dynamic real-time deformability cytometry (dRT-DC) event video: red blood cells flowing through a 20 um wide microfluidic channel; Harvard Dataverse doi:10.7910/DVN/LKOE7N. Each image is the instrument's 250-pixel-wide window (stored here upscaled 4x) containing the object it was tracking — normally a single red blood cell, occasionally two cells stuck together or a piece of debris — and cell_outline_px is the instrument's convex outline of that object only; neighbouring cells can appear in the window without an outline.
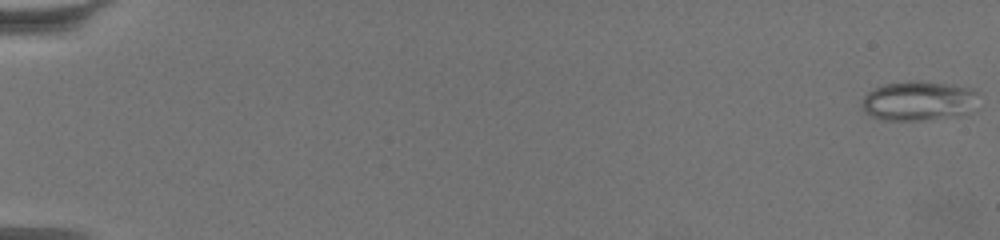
{"species": "common noctule bat (a hibernating species)", "species_latin": "Nyctalus noctula", "temperature_condition": "warm", "stored_images_in_passage": 64, "camera_frame_rate_fps": 3000, "um_per_image_px": 0.085, "animal": {"sex": "female", "body_mass_g": 19.5, "forearm_length_mm": 54.1}, "frame": {"image": 1, "passage_image": 1, "time_ms": 0.0, "image_size_px": [1000, 240], "cell_outline_px": [[980, 108], [964, 116], [924, 120], [880, 120], [864, 112], [864, 96], [868, 92], [884, 84], [912, 80], [920, 80], [952, 84], [968, 88], [976, 92]], "centroid_in_image_um": [78.19, 8.59], "position_along_channel_um": 6.8, "area_um2": 27.51}}
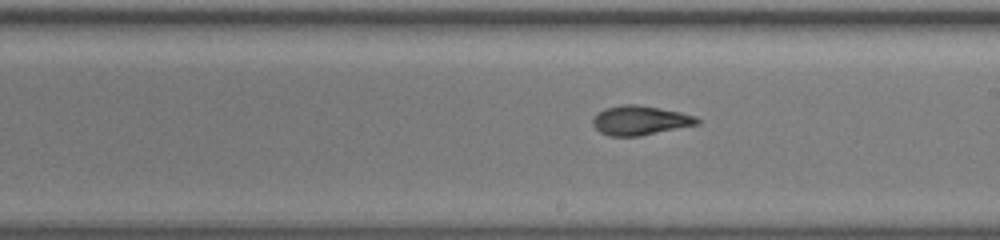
{"frame": {"image": 2, "passage_image": 39, "time_ms": 12.667, "image_size_px": [1000, 240], "cell_outline_px": [[700, 124], [640, 136], [608, 136], [600, 132], [592, 124], [592, 120], [596, 112], [604, 108], [620, 104], [636, 104], [660, 108], [680, 112], [696, 116], [700, 120]], "centroid_in_image_um": [54.39, 10.23], "position_along_channel_um": 234.6, "area_um2": 18.09}}
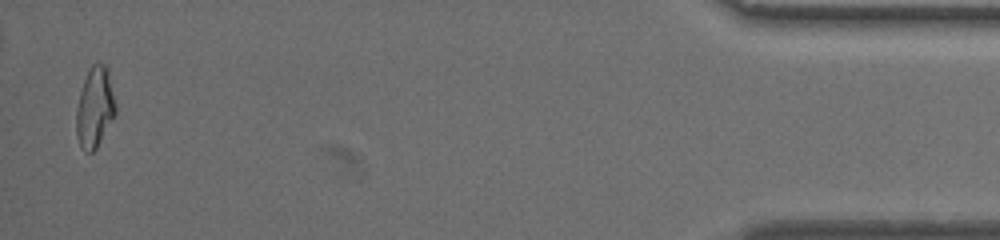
{"frame": {"image": 3, "passage_image": 63, "time_ms": 20.667, "image_size_px": [1000, 240], "cell_outline_px": [[116, 112], [112, 120], [96, 148], [92, 152], [84, 152], [80, 148], [76, 136], [76, 108], [80, 92], [84, 80], [92, 64], [104, 64], [108, 68], [116, 104]], "centroid_in_image_um": [8.05, 9.16], "position_along_channel_um": 427.1, "area_um2": 18.44}, "authors_computed_cell_mechanics": {"area_um2": 18.1203, "velocity_mm_per_s": 3.383, "shape_relaxation_time_tau1_ms": 9.0568, "shape_relaxation_time_tau2_ms": 2.0845, "deformation_change_tau1": 0.2613, "deformation_change_tau2": 0.0973}}